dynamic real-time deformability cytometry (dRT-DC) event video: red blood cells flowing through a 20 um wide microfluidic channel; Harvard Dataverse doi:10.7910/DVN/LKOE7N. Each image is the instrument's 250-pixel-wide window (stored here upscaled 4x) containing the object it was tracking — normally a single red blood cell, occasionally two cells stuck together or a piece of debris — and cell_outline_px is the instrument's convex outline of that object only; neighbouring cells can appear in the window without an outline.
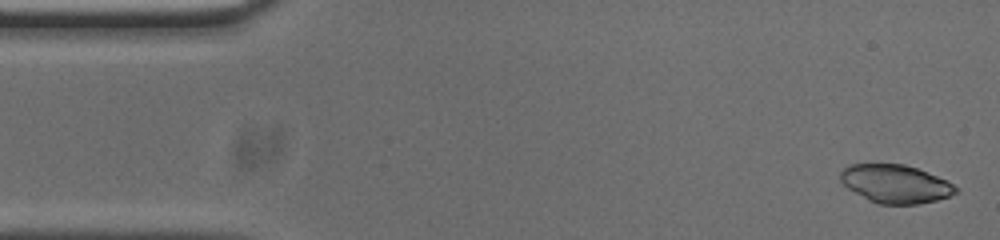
{"species": "common noctule bat (a hibernating species)", "species_latin": "Nyctalus noctula", "temperature_condition": "cold", "stored_images_in_passage": 53, "camera_frame_rate_fps": 3000, "um_per_image_px": 0.085, "animal": {"sex": "male", "body_mass_g": 20.0, "forearm_length_mm": 53.3}, "frame": {"image": 1, "passage_image": 2, "time_ms": 0.333, "image_size_px": [1000, 240], "cell_outline_px": [[960, 192], [936, 200], [920, 204], [876, 204], [868, 200], [848, 188], [840, 180], [840, 172], [848, 164], [904, 164], [916, 168], [948, 180]], "centroid_in_image_um": [76.11, 15.63], "position_along_channel_um": 8.9, "area_um2": 25.72}}
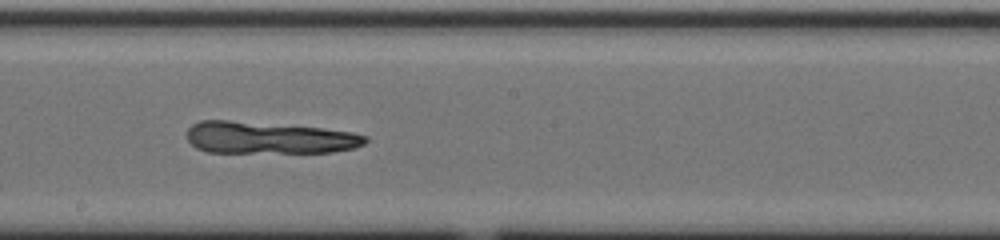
{"frame": {"image": 2, "passage_image": 28, "time_ms": 9.0, "image_size_px": [1000, 240], "cell_outline_px": [[368, 140], [364, 144], [352, 148], [332, 152], [208, 152], [196, 148], [188, 140], [188, 128], [192, 124], [200, 120], [228, 120], [324, 128], [352, 132], [368, 136]], "centroid_in_image_um": [22.85, 11.7], "position_along_channel_um": 225.3, "area_um2": 33.18}}